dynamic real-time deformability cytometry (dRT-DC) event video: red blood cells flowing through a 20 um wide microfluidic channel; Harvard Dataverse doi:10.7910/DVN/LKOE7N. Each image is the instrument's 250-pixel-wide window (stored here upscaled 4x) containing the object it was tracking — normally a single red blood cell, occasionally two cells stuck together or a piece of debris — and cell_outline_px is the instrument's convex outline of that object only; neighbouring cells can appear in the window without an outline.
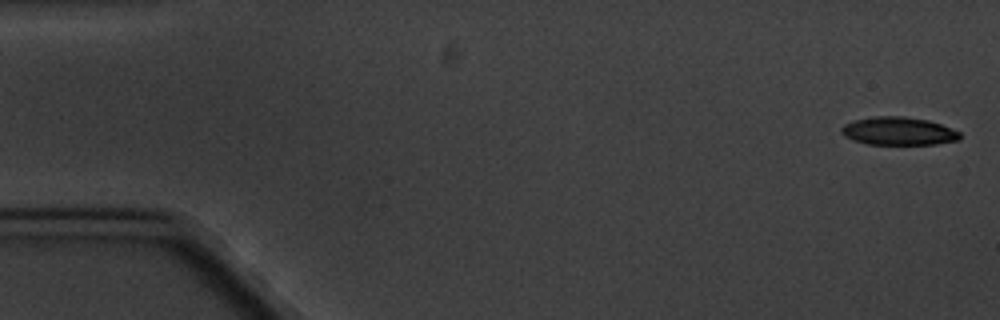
{"species": "common noctule bat (a hibernating species)", "species_latin": "Nyctalus noctula", "temperature_condition": "cold", "stored_images_in_passage": 7, "camera_frame_rate_fps": 3000, "um_per_image_px": 0.085, "animal": {"sex": "male", "body_mass_g": 20.1, "forearm_length_mm": 53.5}, "frame": {"image": 1, "passage_image": 1, "time_ms": 0.0, "image_size_px": [1000, 320], "cell_outline_px": [[960, 140], [936, 144], [868, 144], [852, 140], [844, 136], [840, 132], [840, 128], [844, 124], [856, 120], [876, 116], [904, 116], [928, 120], [940, 124], [960, 132]], "centroid_in_image_um": [76.36, 11.15], "position_along_channel_um": 8.6, "area_um2": 19.36}}
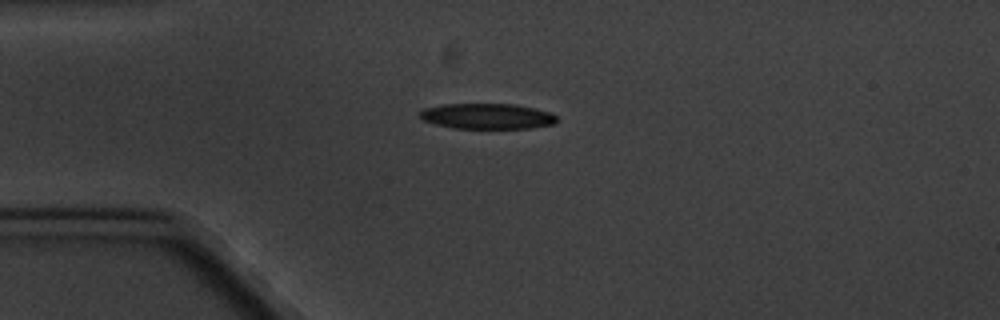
{"frame": {"image": 2, "passage_image": 4, "time_ms": 4.333, "image_size_px": [1000, 320], "cell_outline_px": [[560, 120], [556, 124], [528, 128], [452, 128], [432, 124], [424, 120], [420, 116], [420, 112], [424, 108], [444, 104], [516, 104], [536, 108], [552, 112]], "centroid_in_image_um": [41.46, 9.88], "position_along_channel_um": 43.5, "area_um2": 20.63}}